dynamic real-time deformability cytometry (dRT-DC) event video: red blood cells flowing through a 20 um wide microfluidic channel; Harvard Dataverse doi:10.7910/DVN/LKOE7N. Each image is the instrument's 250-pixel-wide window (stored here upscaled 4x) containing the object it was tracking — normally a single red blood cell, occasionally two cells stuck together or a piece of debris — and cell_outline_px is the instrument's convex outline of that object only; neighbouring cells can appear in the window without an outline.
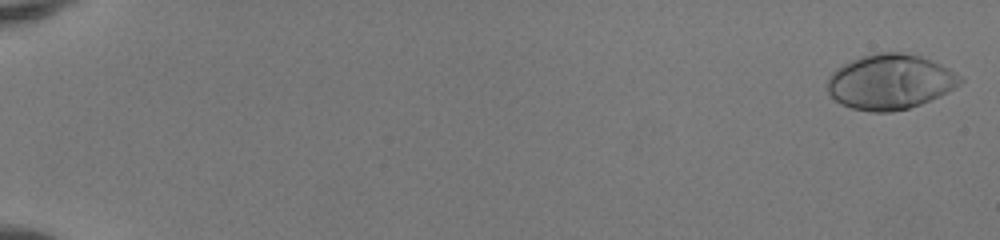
{"species": "human", "species_latin": "Homo sapiens", "temperature_condition": "room temperature", "stored_images_in_passage": 53, "camera_frame_rate_fps": 3000, "um_per_image_px": 0.085, "donor": {"sex": "female"}, "frame": {"image": 1, "passage_image": 2, "time_ms": 0.333, "image_size_px": [1000, 240], "cell_outline_px": [[964, 80], [960, 84], [920, 104], [908, 108], [892, 112], [872, 112], [852, 108], [840, 104], [828, 92], [828, 76], [836, 68], [860, 56], [876, 52], [900, 52], [920, 56], [940, 64], [948, 68], [960, 76]], "centroid_in_image_um": [75.62, 6.95], "position_along_channel_um": 9.4, "area_um2": 42.25}}
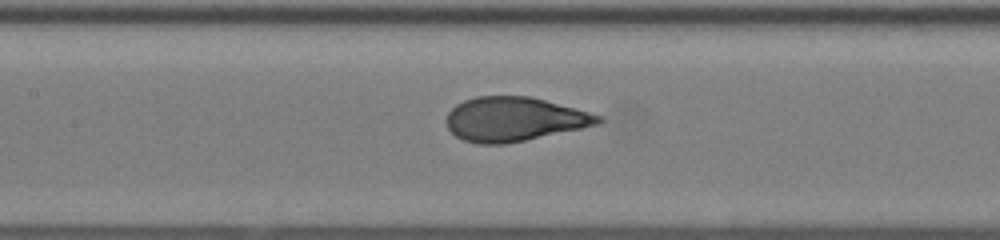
{"frame": {"image": 2, "passage_image": 28, "time_ms": 9.0, "image_size_px": [1000, 240], "cell_outline_px": [[604, 120], [600, 124], [524, 140], [504, 144], [480, 144], [464, 140], [456, 136], [448, 128], [444, 120], [448, 112], [456, 104], [464, 100], [476, 96], [532, 96], [604, 116]], "centroid_in_image_um": [43.7, 10.12], "position_along_channel_um": 163.7, "area_um2": 39.13}}
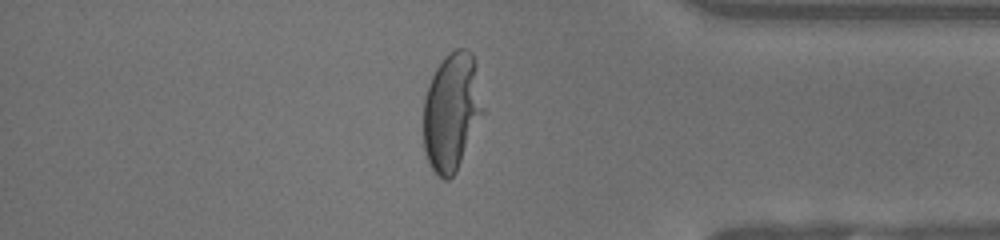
{"frame": {"image": 3, "passage_image": 46, "time_ms": 15.0, "image_size_px": [1000, 240], "cell_outline_px": [[484, 112], [456, 172], [448, 180], [444, 180], [428, 164], [424, 152], [424, 96], [428, 84], [436, 68], [444, 56], [456, 48], [464, 48], [472, 52], [476, 60], [484, 108]], "centroid_in_image_um": [38.4, 9.46], "position_along_channel_um": 396.8, "area_um2": 41.33}, "authors_computed_cell_mechanics": {"area_um2": 39.5352, "velocity_mm_per_s": 4.1451, "shape_relaxation_time_tau1_ms": 4.1126, "shape_relaxation_time_tau2_ms": null, "deformation_change_tau1": 0.2338, "deformation_change_tau2": null}}